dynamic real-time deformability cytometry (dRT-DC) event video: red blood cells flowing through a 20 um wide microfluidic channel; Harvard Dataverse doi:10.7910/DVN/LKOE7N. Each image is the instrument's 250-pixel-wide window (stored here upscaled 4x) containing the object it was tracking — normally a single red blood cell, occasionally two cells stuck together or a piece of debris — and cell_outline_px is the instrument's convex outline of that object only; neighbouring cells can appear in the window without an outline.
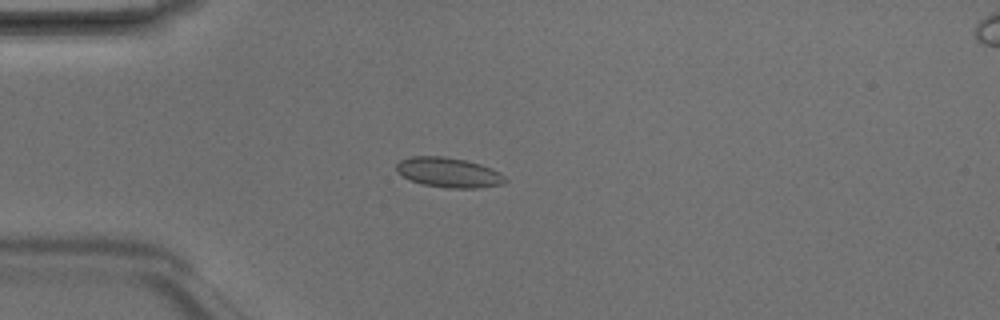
{"species": "Egyptian fruit bat (a non-hibernating species)", "species_latin": "Rousettus aegyptiacus", "temperature_condition": "room temperature", "stored_images_in_passage": 5, "camera_frame_rate_fps": 3000, "um_per_image_px": 0.085, "animal": {"sex": "male"}, "frame": {"image": 1, "passage_image": 4, "time_ms": 1.0, "image_size_px": [1000, 320], "cell_outline_px": [[508, 180], [504, 184], [476, 188], [448, 188], [424, 184], [412, 180], [396, 172], [396, 164], [400, 160], [412, 156], [444, 156], [464, 160], [480, 164], [492, 168], [500, 172]], "centroid_in_image_um": [38.16, 14.66], "position_along_channel_um": 46.8, "area_um2": 18.9}}